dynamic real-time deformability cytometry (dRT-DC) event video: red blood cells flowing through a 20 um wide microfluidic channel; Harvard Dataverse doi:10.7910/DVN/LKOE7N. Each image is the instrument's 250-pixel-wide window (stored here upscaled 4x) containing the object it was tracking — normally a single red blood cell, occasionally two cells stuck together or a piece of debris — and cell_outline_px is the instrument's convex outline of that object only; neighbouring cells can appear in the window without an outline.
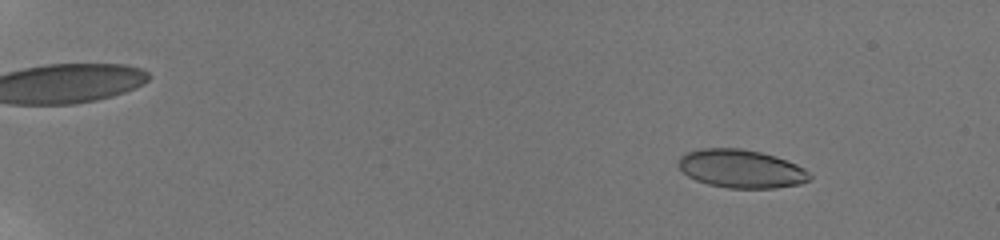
{"species": "human", "species_latin": "Homo sapiens", "temperature_condition": "room temperature", "stored_images_in_passage": 22, "camera_frame_rate_fps": 3000, "um_per_image_px": 0.085, "donor": {"sex": "male"}, "frame": {"image": 1, "passage_image": 3, "time_ms": 1.0, "image_size_px": [1000, 240], "cell_outline_px": [[812, 176], [808, 180], [800, 184], [776, 188], [728, 188], [708, 184], [696, 180], [688, 176], [676, 164], [680, 156], [688, 152], [700, 148], [740, 148], [760, 152], [776, 156], [796, 164], [804, 168]], "centroid_in_image_um": [62.99, 14.34], "position_along_channel_um": 22.0, "area_um2": 29.36}}
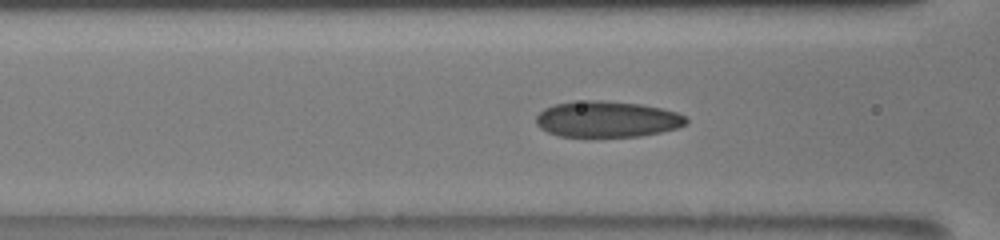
{"frame": {"image": 2, "passage_image": 17, "time_ms": 7.667, "image_size_px": [1000, 240], "cell_outline_px": [[688, 124], [676, 128], [660, 132], [640, 136], [560, 136], [548, 132], [540, 128], [536, 124], [536, 116], [544, 108], [556, 104], [572, 100], [604, 100], [640, 104], [660, 108], [676, 112], [684, 116], [688, 120]], "centroid_in_image_um": [51.58, 10.12], "position_along_channel_um": 115.0, "area_um2": 31.56}}
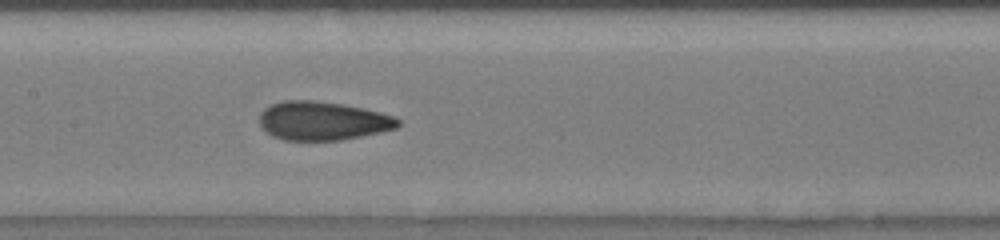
{"frame": {"image": 3, "passage_image": 20, "time_ms": 9.333, "image_size_px": [1000, 240], "cell_outline_px": [[400, 124], [396, 128], [380, 132], [340, 140], [284, 140], [272, 136], [260, 124], [260, 112], [264, 108], [272, 104], [284, 100], [316, 100], [364, 108], [392, 116], [400, 120]], "centroid_in_image_um": [27.41, 10.27], "position_along_channel_um": 180.0, "area_um2": 31.04}}